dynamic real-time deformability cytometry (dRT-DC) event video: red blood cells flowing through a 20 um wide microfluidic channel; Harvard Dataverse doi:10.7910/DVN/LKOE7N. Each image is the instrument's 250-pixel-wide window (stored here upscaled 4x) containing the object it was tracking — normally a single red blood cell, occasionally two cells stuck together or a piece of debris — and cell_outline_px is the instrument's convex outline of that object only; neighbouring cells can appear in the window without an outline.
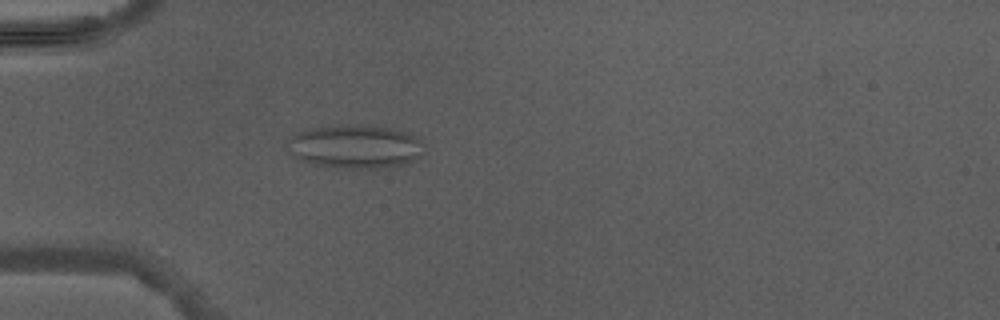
{"species": "Egyptian fruit bat (a non-hibernating species)", "species_latin": "Rousettus aegyptiacus", "temperature_condition": "warm", "stored_images_in_passage": 4, "camera_frame_rate_fps": 3000, "um_per_image_px": 0.085, "animal": {"sex": "male"}, "frame": {"image": 1, "passage_image": 4, "time_ms": 3.667, "image_size_px": [1000, 320], "cell_outline_px": [[424, 144], [420, 156], [404, 164], [384, 168], [344, 168], [316, 164], [300, 160], [284, 148], [284, 140], [304, 128], [360, 124], [392, 128], [416, 136]], "centroid_in_image_um": [30.12, 12.44], "position_along_channel_um": 54.9, "area_um2": 35.03}}